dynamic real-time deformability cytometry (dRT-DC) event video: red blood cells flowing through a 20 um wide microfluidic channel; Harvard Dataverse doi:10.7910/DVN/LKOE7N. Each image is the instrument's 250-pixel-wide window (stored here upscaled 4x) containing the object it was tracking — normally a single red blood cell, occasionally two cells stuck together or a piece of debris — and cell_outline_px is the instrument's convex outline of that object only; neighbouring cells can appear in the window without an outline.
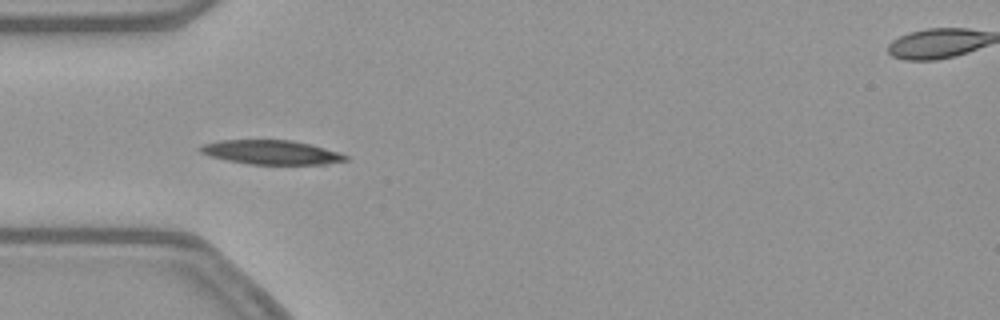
{"species": "common noctule bat (a hibernating species)", "species_latin": "Nyctalus noctula", "temperature_condition": "warm", "stored_images_in_passage": 39, "camera_frame_rate_fps": 3000, "um_per_image_px": 0.085, "animal": {"sex": "female", "body_mass_g": 21.9}, "frame": {"image": 1, "passage_image": 2, "time_ms": 0.333, "image_size_px": [1000, 320], "cell_outline_px": [[348, 160], [328, 164], [248, 164], [208, 156], [200, 152], [196, 148], [204, 144], [220, 140], [292, 140], [312, 144], [340, 152], [348, 156]], "centroid_in_image_um": [23.07, 12.94], "position_along_channel_um": 61.9, "area_um2": 20.63}}
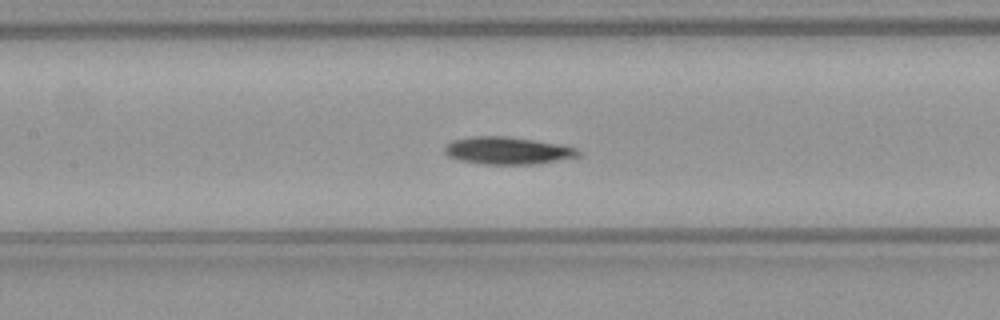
{"frame": {"image": 2, "passage_image": 10, "time_ms": 3.0, "image_size_px": [1000, 320], "cell_outline_px": [[580, 156], [532, 164], [484, 164], [456, 160], [448, 156], [444, 152], [444, 148], [452, 140], [472, 136], [508, 136], [564, 144], [576, 148], [580, 152]], "centroid_in_image_um": [43.13, 12.79], "position_along_channel_um": 164.3, "area_um2": 21.44}}
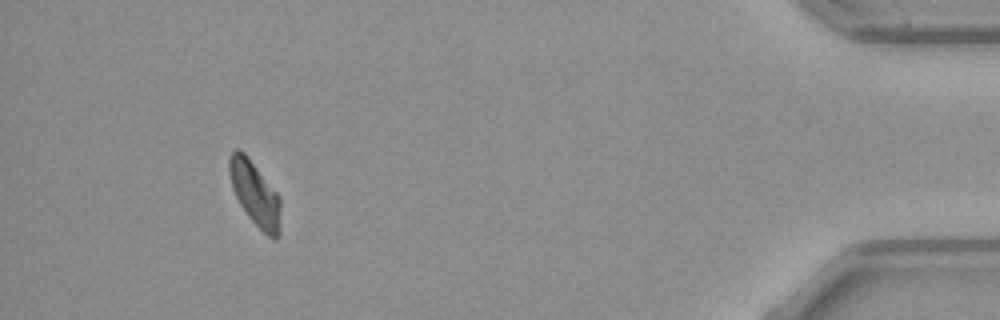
{"frame": {"image": 3, "passage_image": 35, "time_ms": 11.333, "image_size_px": [1000, 320], "cell_outline_px": [[280, 224], [276, 240], [272, 240], [248, 216], [240, 204], [232, 188], [228, 172], [228, 156], [236, 148], [240, 148], [248, 156], [280, 196]], "centroid_in_image_um": [21.65, 16.41], "position_along_channel_um": 413.5, "area_um2": 19.31}, "authors_computed_cell_mechanics": {"area_um2": 21.4438, "velocity_mm_per_s": 3.8372, "shape_relaxation_time_tau1_ms": 3.0871, "shape_relaxation_time_tau2_ms": null, "deformation_change_tau1": 0.0669, "deformation_change_tau2": null}}